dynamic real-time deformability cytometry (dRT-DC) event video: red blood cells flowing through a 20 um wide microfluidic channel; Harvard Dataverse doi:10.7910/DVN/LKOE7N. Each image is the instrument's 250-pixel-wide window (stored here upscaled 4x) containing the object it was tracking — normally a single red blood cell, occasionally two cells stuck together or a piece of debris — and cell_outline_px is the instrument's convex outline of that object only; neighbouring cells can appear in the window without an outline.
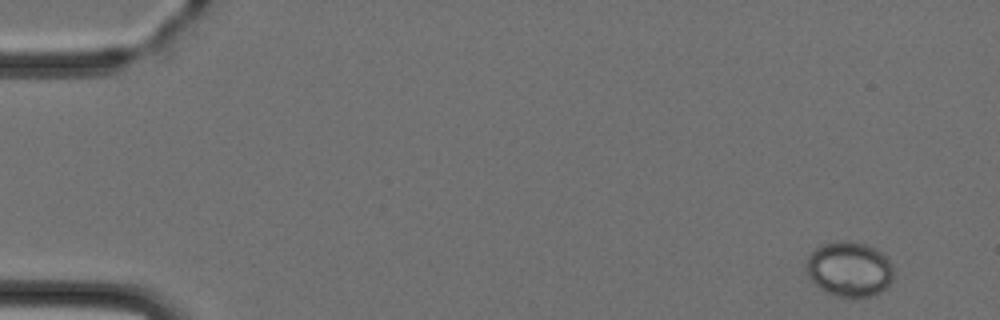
{"species": "Egyptian fruit bat (a non-hibernating species)", "species_latin": "Rousettus aegyptiacus", "temperature_condition": "cold", "stored_images_in_passage": 4, "camera_frame_rate_fps": 3000, "um_per_image_px": 0.085, "animal": {"sex": "female"}, "frame": {"image": 1, "passage_image": 1, "time_ms": 0.0, "image_size_px": [1000, 320], "cell_outline_px": [[892, 280], [880, 292], [872, 296], [836, 296], [820, 288], [808, 276], [804, 264], [808, 256], [816, 248], [824, 244], [836, 240], [848, 240], [864, 244], [876, 248], [892, 264]], "centroid_in_image_um": [72.16, 22.85], "position_along_channel_um": 12.8, "area_um2": 27.8}}